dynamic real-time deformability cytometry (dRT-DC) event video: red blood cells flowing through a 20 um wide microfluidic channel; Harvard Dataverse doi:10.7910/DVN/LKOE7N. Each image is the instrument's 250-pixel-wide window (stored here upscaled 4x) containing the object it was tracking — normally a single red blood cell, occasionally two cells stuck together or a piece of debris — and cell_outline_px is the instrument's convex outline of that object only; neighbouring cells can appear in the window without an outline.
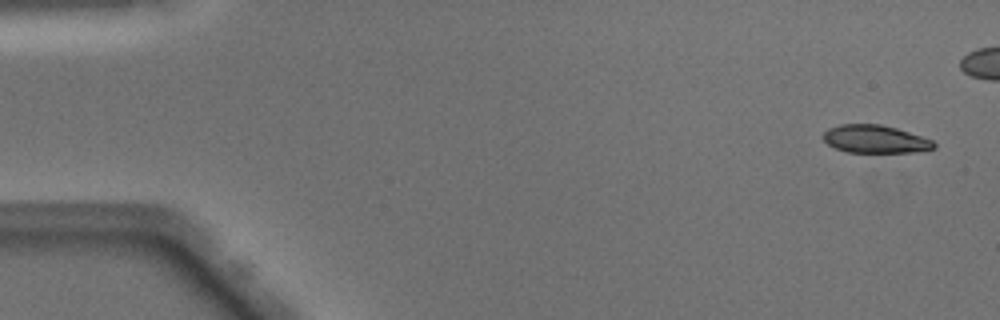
{"species": "Egyptian fruit bat (a non-hibernating species)", "species_latin": "Rousettus aegyptiacus", "temperature_condition": "warm", "stored_images_in_passage": 42, "camera_frame_rate_fps": 3000, "um_per_image_px": 0.085, "animal": {"sex": "male"}, "frame": {"image": 1, "passage_image": 2, "time_ms": 0.333, "image_size_px": [1000, 320], "cell_outline_px": [[936, 148], [912, 152], [848, 152], [836, 148], [828, 144], [820, 136], [828, 128], [840, 124], [880, 124], [896, 128], [932, 140], [936, 144]], "centroid_in_image_um": [74.35, 11.82], "position_along_channel_um": 10.6, "area_um2": 17.92}}
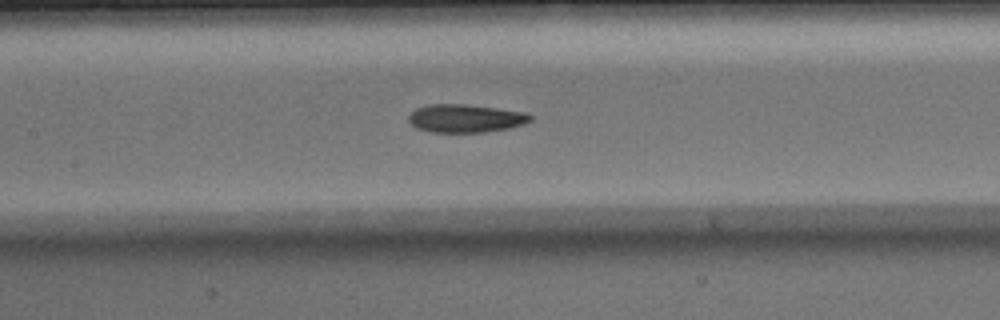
{"frame": {"image": 2, "passage_image": 23, "time_ms": 7.333, "image_size_px": [1000, 320], "cell_outline_px": [[532, 120], [524, 124], [512, 128], [484, 132], [432, 132], [416, 128], [408, 120], [408, 116], [416, 108], [428, 104], [464, 104], [496, 108], [524, 112], [532, 116]], "centroid_in_image_um": [39.57, 10.06], "position_along_channel_um": 167.8, "area_um2": 20.0}}
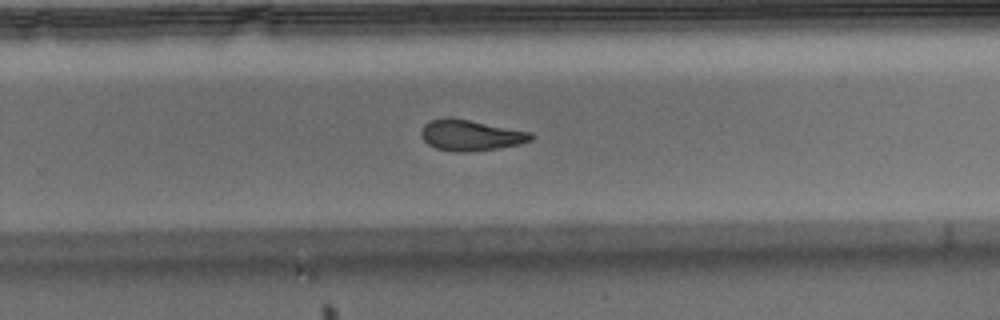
{"frame": {"image": 3, "passage_image": 32, "time_ms": 10.333, "image_size_px": [1000, 320], "cell_outline_px": [[532, 140], [520, 144], [500, 148], [468, 152], [456, 152], [436, 148], [428, 144], [420, 136], [420, 132], [424, 124], [432, 120], [448, 116], [532, 132]], "centroid_in_image_um": [39.99, 11.5], "position_along_channel_um": 289.8, "area_um2": 19.83}}